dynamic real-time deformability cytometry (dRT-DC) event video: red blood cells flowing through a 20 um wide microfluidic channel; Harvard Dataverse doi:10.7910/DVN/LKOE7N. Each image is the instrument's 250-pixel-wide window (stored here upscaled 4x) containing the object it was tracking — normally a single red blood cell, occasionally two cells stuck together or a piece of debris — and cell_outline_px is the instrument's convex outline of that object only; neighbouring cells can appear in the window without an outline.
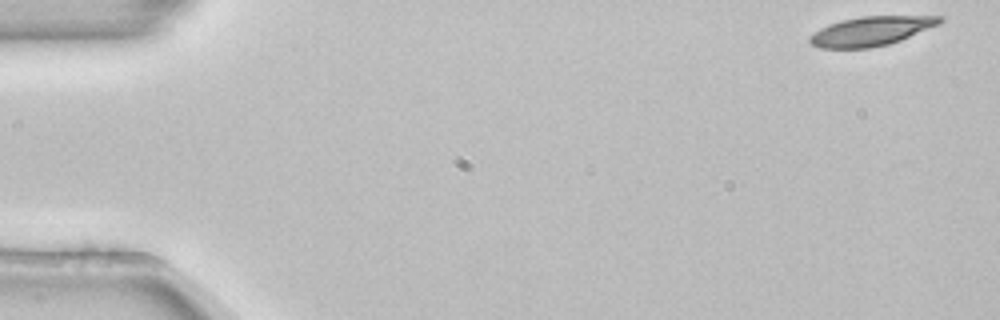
{"species": "common noctule bat (a hibernating species)", "species_latin": "Nyctalus noctula", "temperature_condition": "room temperature", "stored_images_in_passage": 52, "camera_frame_rate_fps": 3000, "um_per_image_px": 0.085, "animal": {"sex": "female", "body_mass_g": 22.7, "forearm_length_mm": 54.2}, "frame": {"image": 1, "passage_image": 1, "time_ms": 0.0, "image_size_px": [1000, 320], "cell_outline_px": [[944, 20], [940, 24], [900, 40], [888, 44], [868, 48], [820, 48], [812, 44], [808, 40], [820, 28], [828, 24], [860, 16], [944, 16]], "centroid_in_image_um": [74.08, 2.63], "position_along_channel_um": 10.9, "area_um2": 21.91}}
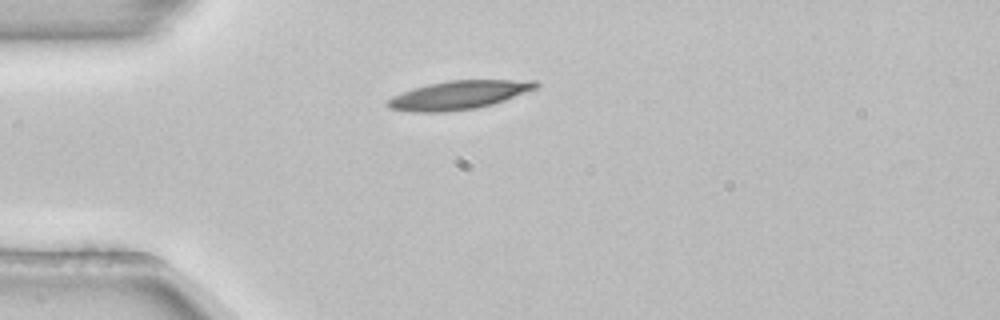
{"frame": {"image": 2, "passage_image": 13, "time_ms": 4.0, "image_size_px": [1000, 320], "cell_outline_px": [[540, 84], [536, 88], [504, 100], [492, 104], [476, 108], [444, 112], [412, 112], [392, 108], [384, 104], [384, 100], [392, 96], [412, 88], [428, 84], [448, 80], [536, 80]], "centroid_in_image_um": [38.94, 8.07], "position_along_channel_um": 46.1, "area_um2": 24.68}}
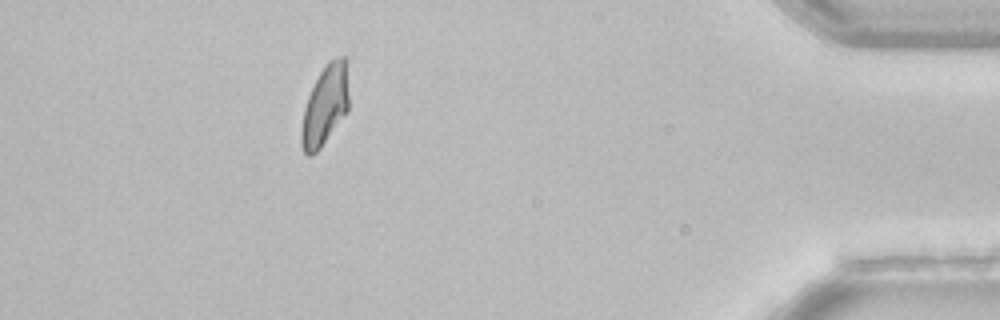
{"frame": {"image": 3, "passage_image": 47, "time_ms": 15.333, "image_size_px": [1000, 320], "cell_outline_px": [[348, 112], [320, 148], [312, 156], [308, 156], [304, 152], [300, 144], [300, 128], [304, 108], [308, 96], [320, 72], [328, 60], [336, 56], [344, 56], [348, 96]], "centroid_in_image_um": [27.6, 9.01], "position_along_channel_um": 407.6, "area_um2": 22.08}, "authors_computed_cell_mechanics": {"area_um2": 22.8888, "velocity_mm_per_s": 3.8454, "shape_relaxation_time_tau1_ms": 3.4639, "shape_relaxation_time_tau2_ms": null, "deformation_change_tau1": 0.1602, "deformation_change_tau2": null}}